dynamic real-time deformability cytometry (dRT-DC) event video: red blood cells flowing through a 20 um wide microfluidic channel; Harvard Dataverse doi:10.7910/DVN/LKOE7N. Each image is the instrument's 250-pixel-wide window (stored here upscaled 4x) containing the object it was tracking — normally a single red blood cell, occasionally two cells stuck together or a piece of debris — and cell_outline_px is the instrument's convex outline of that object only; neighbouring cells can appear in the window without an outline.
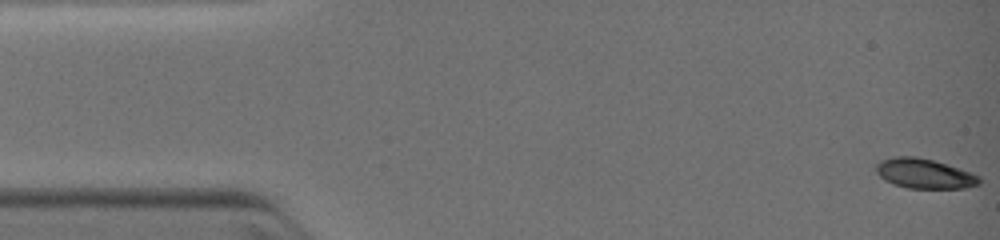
{"species": "common noctule bat (a hibernating species)", "species_latin": "Nyctalus noctula", "temperature_condition": "warm", "stored_images_in_passage": 5, "camera_frame_rate_fps": 3000, "um_per_image_px": 0.085, "animal": {"sex": "female", "body_mass_g": 19.0, "forearm_length_mm": 51.5}, "frame": {"image": 1, "passage_image": 1, "time_ms": 0.0, "image_size_px": [1000, 240], "cell_outline_px": [[980, 184], [964, 188], [908, 188], [884, 180], [876, 172], [876, 164], [880, 160], [896, 156], [916, 156], [932, 160], [980, 176]], "centroid_in_image_um": [78.53, 14.75], "position_along_channel_um": 6.5, "area_um2": 17.63}}
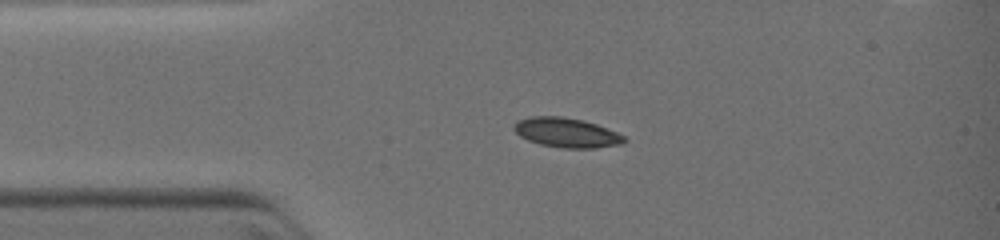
{"frame": {"image": 2, "passage_image": 4, "time_ms": 2.667, "image_size_px": [1000, 240], "cell_outline_px": [[628, 140], [624, 144], [596, 148], [564, 148], [540, 144], [528, 140], [520, 136], [512, 128], [512, 124], [516, 120], [528, 116], [560, 116], [584, 120], [596, 124], [616, 132], [624, 136]], "centroid_in_image_um": [48.14, 11.27], "position_along_channel_um": 36.9, "area_um2": 19.25}}